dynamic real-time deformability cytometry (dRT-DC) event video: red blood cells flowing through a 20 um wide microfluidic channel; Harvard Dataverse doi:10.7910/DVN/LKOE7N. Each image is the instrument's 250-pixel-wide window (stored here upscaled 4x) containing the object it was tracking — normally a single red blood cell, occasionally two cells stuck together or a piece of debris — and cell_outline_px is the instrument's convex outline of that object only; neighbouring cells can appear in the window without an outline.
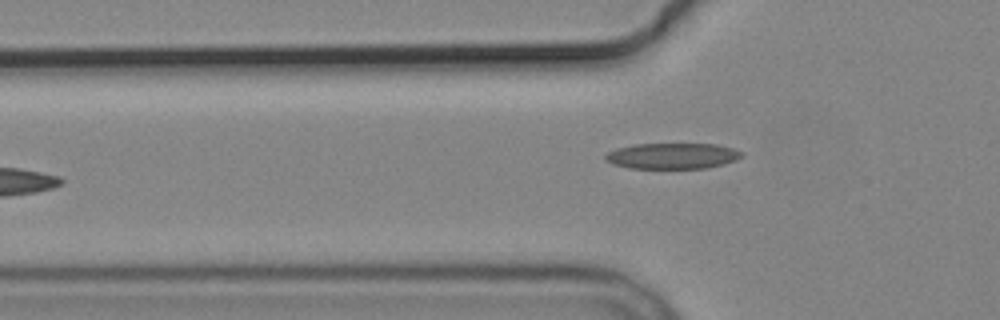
{"species": "common noctule bat (a hibernating species)", "species_latin": "Nyctalus noctula", "temperature_condition": "cold", "stored_images_in_passage": 5, "camera_frame_rate_fps": 3000, "um_per_image_px": 0.085, "animal": {"sex": "male", "body_mass_g": 19.2, "forearm_length_mm": 51.8}, "frame": {"image": 1, "passage_image": 5, "time_ms": 4.667, "image_size_px": [1000, 320], "cell_outline_px": [[744, 156], [736, 160], [724, 164], [708, 168], [628, 168], [612, 164], [604, 160], [604, 156], [608, 152], [616, 148], [632, 144], [716, 144], [732, 148], [744, 152]], "centroid_in_image_um": [57.15, 13.25], "position_along_channel_um": 68.7, "area_um2": 20.75}}